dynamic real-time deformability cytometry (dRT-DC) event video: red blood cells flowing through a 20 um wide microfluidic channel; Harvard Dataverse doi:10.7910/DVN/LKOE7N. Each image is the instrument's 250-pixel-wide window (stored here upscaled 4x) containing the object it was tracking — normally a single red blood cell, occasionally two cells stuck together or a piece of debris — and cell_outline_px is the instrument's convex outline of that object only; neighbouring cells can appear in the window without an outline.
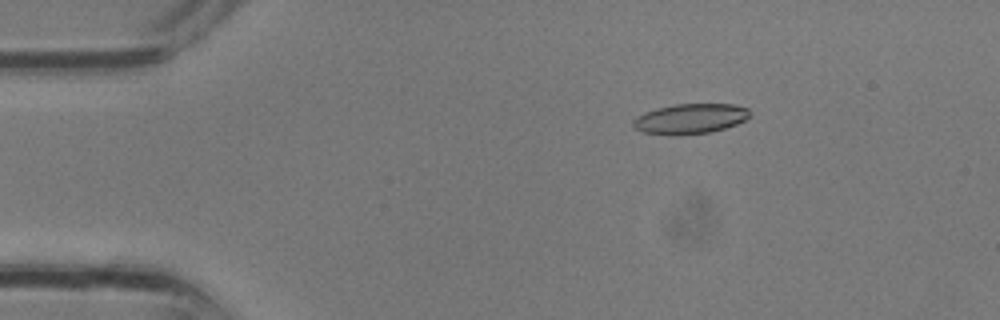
{"species": "common noctule bat (a hibernating species)", "species_latin": "Nyctalus noctula", "temperature_condition": "room temperature", "stored_images_in_passage": 2, "camera_frame_rate_fps": 3000, "um_per_image_px": 0.085, "animal": {"sex": "male", "body_mass_g": 13.3}, "frame": {"image": 1, "passage_image": 1, "time_ms": 0.0, "image_size_px": [1000, 320], "cell_outline_px": [[748, 116], [744, 120], [736, 124], [712, 132], [680, 136], [676, 136], [644, 132], [636, 128], [632, 124], [632, 120], [636, 116], [644, 112], [656, 108], [676, 104], [736, 104], [748, 108]], "centroid_in_image_um": [58.64, 10.1], "position_along_channel_um": 26.4, "area_um2": 20.58}}